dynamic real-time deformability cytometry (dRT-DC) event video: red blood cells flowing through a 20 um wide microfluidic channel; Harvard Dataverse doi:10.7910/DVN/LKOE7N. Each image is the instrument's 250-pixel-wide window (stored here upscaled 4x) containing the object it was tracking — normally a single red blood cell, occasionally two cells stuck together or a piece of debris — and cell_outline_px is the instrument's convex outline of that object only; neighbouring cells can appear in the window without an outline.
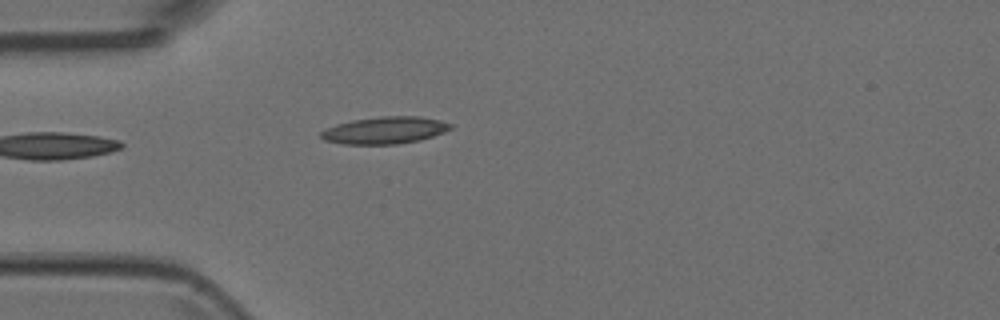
{"species": "Egyptian fruit bat (a non-hibernating species)", "species_latin": "Rousettus aegyptiacus", "temperature_condition": "room temperature", "stored_images_in_passage": 1, "camera_frame_rate_fps": 3000, "um_per_image_px": 0.085, "animal": {"sex": "female"}, "frame": {"image": 1, "passage_image": 1, "time_ms": 0.0, "image_size_px": [1000, 320], "cell_outline_px": [[452, 128], [444, 132], [420, 140], [396, 144], [344, 144], [324, 140], [320, 136], [320, 132], [324, 128], [336, 124], [352, 120], [380, 116], [416, 116], [440, 120], [452, 124]], "centroid_in_image_um": [32.68, 11.07], "position_along_channel_um": 52.3, "area_um2": 20.46}}